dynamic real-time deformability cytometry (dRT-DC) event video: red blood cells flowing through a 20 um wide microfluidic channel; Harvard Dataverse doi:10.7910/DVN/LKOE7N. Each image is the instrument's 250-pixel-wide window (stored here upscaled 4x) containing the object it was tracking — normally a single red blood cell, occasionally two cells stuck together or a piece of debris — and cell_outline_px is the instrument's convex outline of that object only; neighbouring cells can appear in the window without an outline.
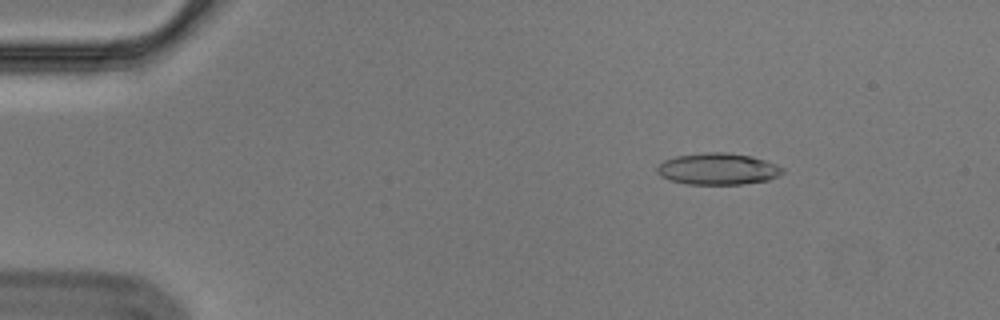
{"species": "Egyptian fruit bat (a non-hibernating species)", "species_latin": "Rousettus aegyptiacus", "temperature_condition": "cold", "stored_images_in_passage": 56, "camera_frame_rate_fps": 3000, "um_per_image_px": 0.085, "animal": {"sex": "male"}, "frame": {"image": 1, "passage_image": 8, "time_ms": 2.333, "image_size_px": [1000, 320], "cell_outline_px": [[784, 172], [768, 180], [744, 184], [684, 184], [668, 180], [660, 176], [656, 172], [656, 168], [664, 160], [676, 156], [708, 152], [728, 152], [752, 156], [776, 164], [784, 168]], "centroid_in_image_um": [61.0, 14.36], "position_along_channel_um": 24.0, "area_um2": 23.24}}
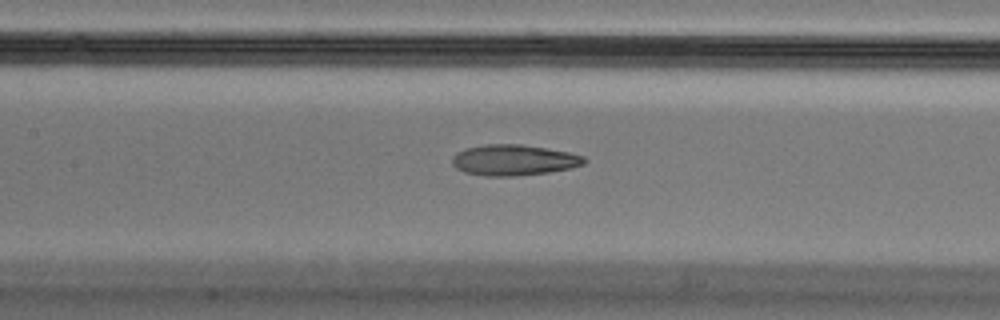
{"frame": {"image": 2, "passage_image": 26, "time_ms": 8.333, "image_size_px": [1000, 320], "cell_outline_px": [[588, 160], [584, 164], [572, 168], [548, 172], [516, 176], [484, 176], [464, 172], [456, 168], [452, 164], [452, 156], [456, 152], [464, 148], [484, 144], [520, 144], [568, 152], [584, 156]], "centroid_in_image_um": [43.64, 13.61], "position_along_channel_um": 163.8, "area_um2": 23.87}}
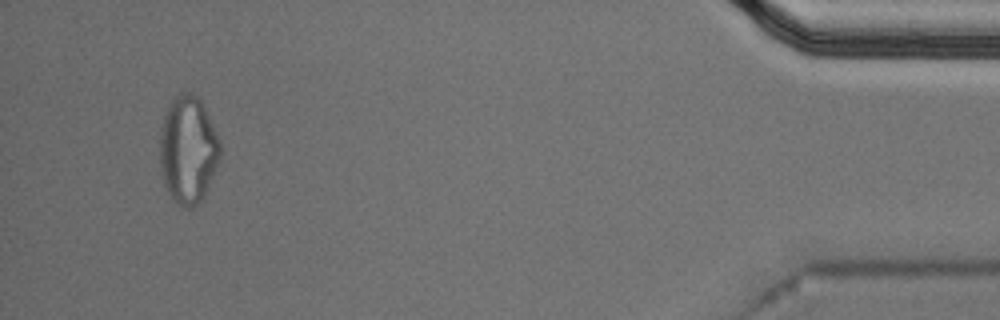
{"frame": {"image": 3, "passage_image": 53, "time_ms": 17.333, "image_size_px": [1000, 320], "cell_outline_px": [[224, 152], [208, 188], [204, 196], [192, 208], [184, 208], [176, 204], [172, 200], [164, 184], [160, 168], [160, 128], [164, 116], [172, 100], [180, 92], [192, 92], [204, 104], [220, 140]], "centroid_in_image_um": [16.01, 12.75], "position_along_channel_um": 419.2, "area_um2": 38.55}, "authors_computed_cell_mechanics": {"area_um2": 23.4379, "velocity_mm_per_s": 3.5976, "shape_relaxation_time_tau1_ms": null, "shape_relaxation_time_tau2_ms": 2.9003, "deformation_change_tau1": null, "deformation_change_tau2": 0.1104}}